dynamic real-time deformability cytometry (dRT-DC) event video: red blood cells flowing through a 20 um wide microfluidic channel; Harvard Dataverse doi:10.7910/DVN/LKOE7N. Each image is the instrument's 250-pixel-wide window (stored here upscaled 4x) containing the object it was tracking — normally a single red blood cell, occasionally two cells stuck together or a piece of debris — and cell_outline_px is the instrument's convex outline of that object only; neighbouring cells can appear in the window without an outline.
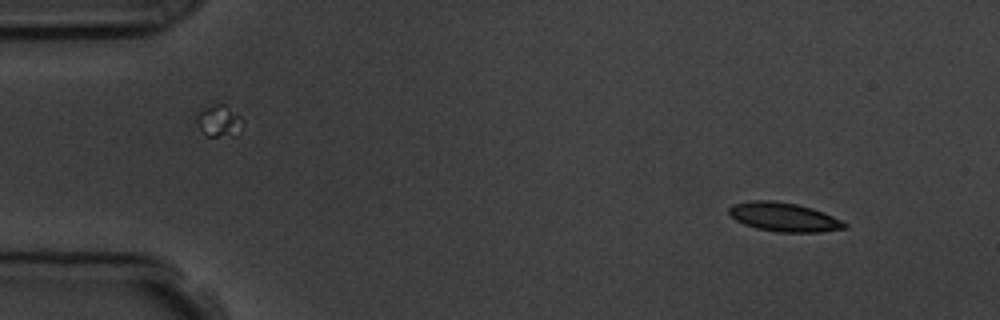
{"species": "common noctule bat (a hibernating species)", "species_latin": "Nyctalus noctula", "temperature_condition": "room temperature", "stored_images_in_passage": 3, "camera_frame_rate_fps": 3000, "um_per_image_px": 0.085, "animal": {"sex": "male", "body_mass_g": 19.5, "forearm_length_mm": 54.6}, "frame": {"image": 1, "passage_image": 1, "time_ms": 0.0, "image_size_px": [1000, 320], "cell_outline_px": [[848, 228], [820, 232], [776, 232], [756, 228], [744, 224], [736, 220], [728, 212], [728, 208], [732, 204], [752, 200], [772, 200], [796, 204], [812, 208], [832, 216], [848, 224]], "centroid_in_image_um": [66.62, 18.45], "position_along_channel_um": 18.4, "area_um2": 19.48}}